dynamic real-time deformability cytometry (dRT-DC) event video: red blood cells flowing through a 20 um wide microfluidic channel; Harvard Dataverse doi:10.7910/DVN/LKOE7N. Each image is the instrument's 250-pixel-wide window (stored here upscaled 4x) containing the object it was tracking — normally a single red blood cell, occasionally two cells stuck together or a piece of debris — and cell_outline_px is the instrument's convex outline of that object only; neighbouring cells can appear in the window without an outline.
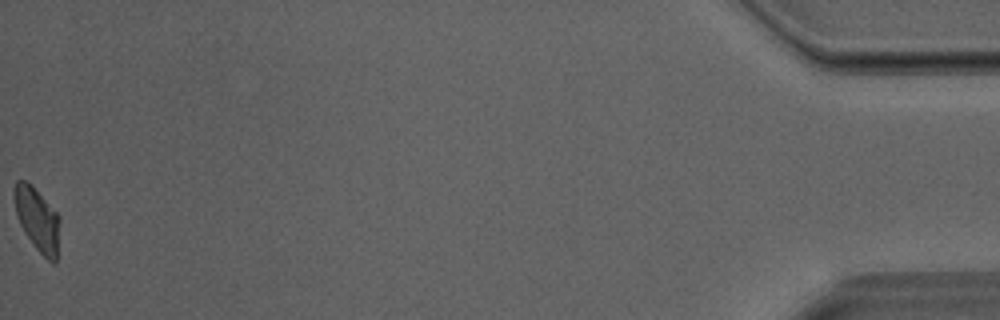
{"species": "Egyptian fruit bat (a non-hibernating species)", "species_latin": "Rousettus aegyptiacus", "temperature_condition": "room temperature", "stored_images_in_passage": 29, "camera_frame_rate_fps": 3000, "um_per_image_px": 0.085, "animal": {"sex": "male"}, "frame": {"image": 1, "passage_image": 29, "time_ms": 9.333, "image_size_px": [1000, 320], "cell_outline_px": [[60, 220], [56, 260], [52, 264], [36, 248], [24, 232], [20, 224], [16, 212], [12, 196], [16, 180], [28, 180], [60, 216]], "centroid_in_image_um": [3.16, 18.6], "position_along_channel_um": 432.0, "area_um2": 16.88}}